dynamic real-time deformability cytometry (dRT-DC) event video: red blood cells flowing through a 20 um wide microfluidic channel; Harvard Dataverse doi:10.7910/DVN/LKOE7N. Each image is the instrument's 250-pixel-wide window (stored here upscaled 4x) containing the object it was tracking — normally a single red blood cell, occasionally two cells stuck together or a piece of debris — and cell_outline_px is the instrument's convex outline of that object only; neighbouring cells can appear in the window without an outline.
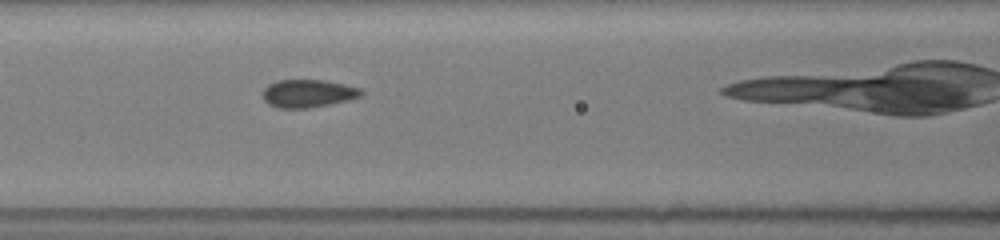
{"species": "common noctule bat (a hibernating species)", "species_latin": "Nyctalus noctula", "temperature_condition": "room temperature", "stored_images_in_passage": 11, "camera_frame_rate_fps": 3000, "um_per_image_px": 0.085, "animal": {"sex": "female", "body_mass_g": 19.5, "forearm_length_mm": 54.1}, "frame": {"image": 1, "passage_image": 8, "time_ms": 3.0, "image_size_px": [1000, 240], "cell_outline_px": [[364, 96], [348, 100], [308, 108], [276, 108], [268, 104], [264, 100], [260, 92], [268, 84], [276, 80], [324, 80], [344, 84], [360, 88], [364, 92]], "centroid_in_image_um": [26.15, 7.94], "position_along_channel_um": 140.4, "area_um2": 16.24}}